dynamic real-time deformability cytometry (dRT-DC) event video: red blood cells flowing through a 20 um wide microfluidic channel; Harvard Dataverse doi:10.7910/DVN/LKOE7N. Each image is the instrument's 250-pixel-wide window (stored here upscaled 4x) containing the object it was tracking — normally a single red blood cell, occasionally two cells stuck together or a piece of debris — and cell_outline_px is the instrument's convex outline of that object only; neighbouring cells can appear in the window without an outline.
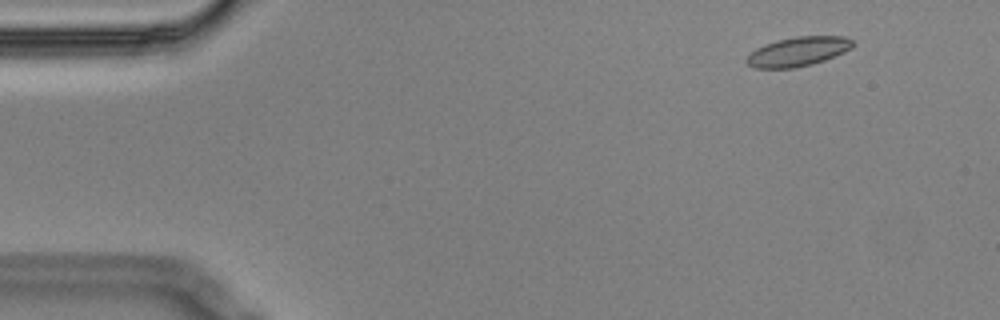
{"species": "Egyptian fruit bat (a non-hibernating species)", "species_latin": "Rousettus aegyptiacus", "temperature_condition": "cold", "stored_images_in_passage": 5, "camera_frame_rate_fps": 3000, "um_per_image_px": 0.085, "animal": {"sex": "male"}, "frame": {"image": 1, "passage_image": 2, "time_ms": 0.333, "image_size_px": [1000, 320], "cell_outline_px": [[856, 44], [852, 48], [844, 52], [824, 60], [812, 64], [792, 68], [756, 68], [748, 64], [744, 60], [756, 48], [764, 44], [776, 40], [796, 36], [844, 36], [852, 40]], "centroid_in_image_um": [67.84, 4.37], "position_along_channel_um": 17.2, "area_um2": 18.15}}